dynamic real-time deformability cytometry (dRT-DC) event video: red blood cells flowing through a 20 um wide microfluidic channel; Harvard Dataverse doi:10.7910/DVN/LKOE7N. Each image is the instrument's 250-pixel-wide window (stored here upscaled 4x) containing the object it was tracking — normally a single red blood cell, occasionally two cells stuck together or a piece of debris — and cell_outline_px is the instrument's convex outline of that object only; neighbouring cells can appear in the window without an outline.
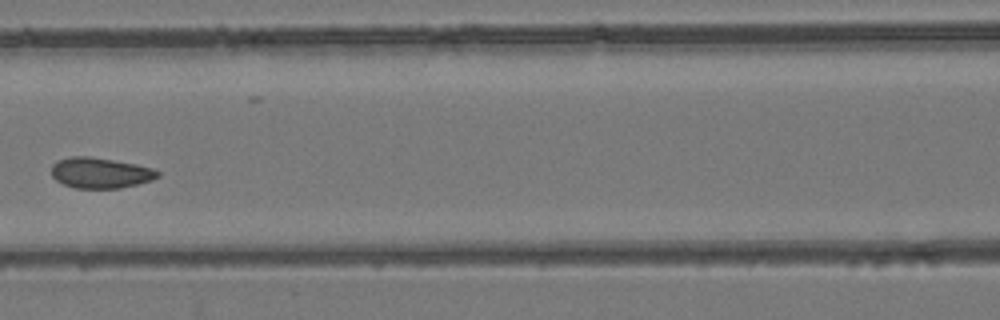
{"species": "common noctule bat (a hibernating species)", "species_latin": "Nyctalus noctula", "temperature_condition": "room temperature", "stored_images_in_passage": 8, "camera_frame_rate_fps": 3000, "um_per_image_px": 0.085, "animal": {"sex": "female", "body_mass_g": 24.6, "forearm_length_mm": 56.2}, "frame": {"image": 1, "passage_image": 5, "time_ms": 6.0, "image_size_px": [1000, 320], "cell_outline_px": [[160, 176], [152, 180], [120, 188], [76, 188], [64, 184], [56, 180], [52, 176], [52, 164], [56, 160], [72, 156], [88, 156], [136, 164], [152, 168], [160, 172]], "centroid_in_image_um": [8.52, 14.69], "position_along_channel_um": 158.1, "area_um2": 18.9}}
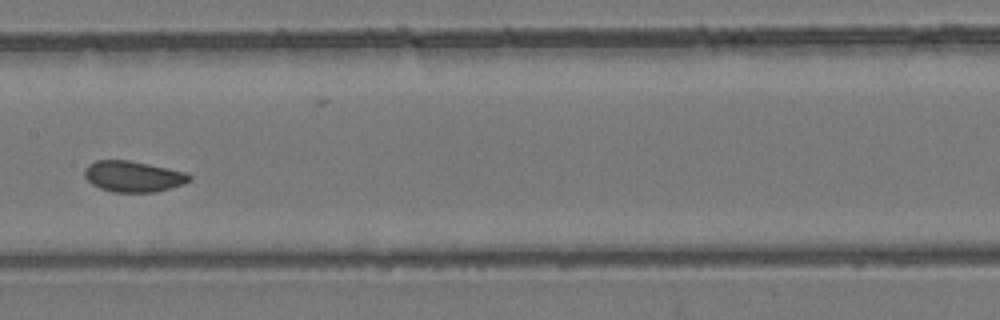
{"frame": {"image": 2, "passage_image": 6, "time_ms": 7.0, "image_size_px": [1000, 320], "cell_outline_px": [[192, 180], [184, 184], [156, 192], [112, 192], [100, 188], [92, 184], [84, 176], [84, 168], [88, 164], [96, 160], [128, 160], [188, 172], [192, 176]], "centroid_in_image_um": [11.34, 15.0], "position_along_channel_um": 196.1, "area_um2": 19.07}}